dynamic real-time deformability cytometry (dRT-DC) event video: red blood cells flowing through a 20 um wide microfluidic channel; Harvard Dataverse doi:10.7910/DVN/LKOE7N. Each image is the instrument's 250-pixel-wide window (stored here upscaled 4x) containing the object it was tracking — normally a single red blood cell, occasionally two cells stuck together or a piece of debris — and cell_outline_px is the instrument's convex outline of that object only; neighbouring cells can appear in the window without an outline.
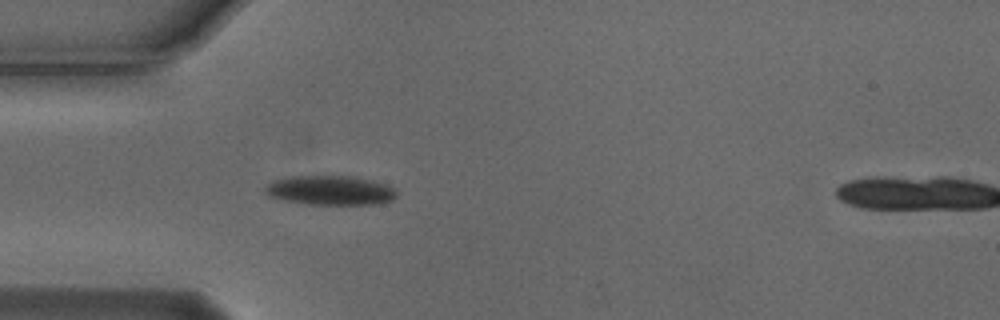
{"species": "Egyptian fruit bat (a non-hibernating species)", "species_latin": "Rousettus aegyptiacus", "temperature_condition": "cold", "stored_images_in_passage": 10, "camera_frame_rate_fps": 3000, "um_per_image_px": 0.085, "animal": {"sex": "male"}, "frame": {"image": 1, "passage_image": 9, "time_ms": 2.667, "image_size_px": [1000, 320], "cell_outline_px": [[396, 196], [392, 200], [376, 204], [304, 204], [272, 196], [264, 192], [264, 188], [272, 180], [288, 176], [352, 176], [372, 180], [388, 184], [396, 188]], "centroid_in_image_um": [28.11, 16.16], "position_along_channel_um": 56.9, "area_um2": 22.54}}